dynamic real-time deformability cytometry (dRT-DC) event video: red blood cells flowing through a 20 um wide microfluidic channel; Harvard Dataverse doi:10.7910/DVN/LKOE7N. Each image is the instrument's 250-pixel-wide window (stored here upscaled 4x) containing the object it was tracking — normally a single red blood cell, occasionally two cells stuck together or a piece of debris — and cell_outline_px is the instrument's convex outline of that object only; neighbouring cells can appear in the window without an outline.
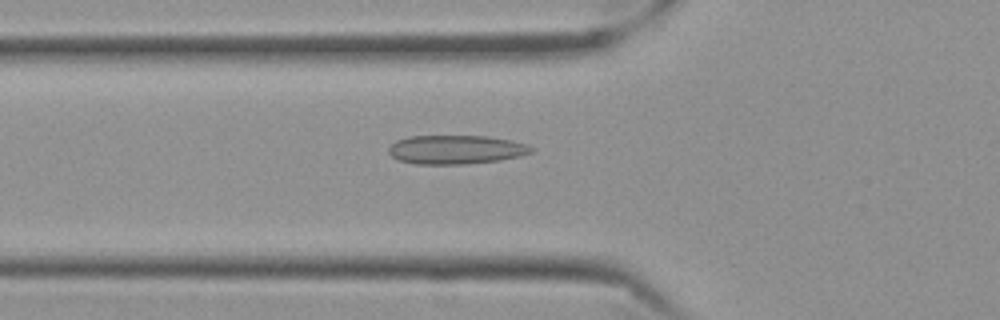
{"species": "Egyptian fruit bat (a non-hibernating species)", "species_latin": "Rousettus aegyptiacus", "temperature_condition": "cold", "stored_images_in_passage": 46, "camera_frame_rate_fps": 3000, "um_per_image_px": 0.085, "frame": {"image": 1, "passage_image": 9, "time_ms": 2.667, "image_size_px": [1000, 320], "cell_outline_px": [[536, 148], [532, 152], [520, 156], [500, 160], [464, 164], [416, 164], [400, 160], [392, 156], [388, 152], [388, 148], [396, 140], [408, 136], [488, 136], [528, 144]], "centroid_in_image_um": [38.77, 12.71], "position_along_channel_um": 87.0, "area_um2": 24.04}}
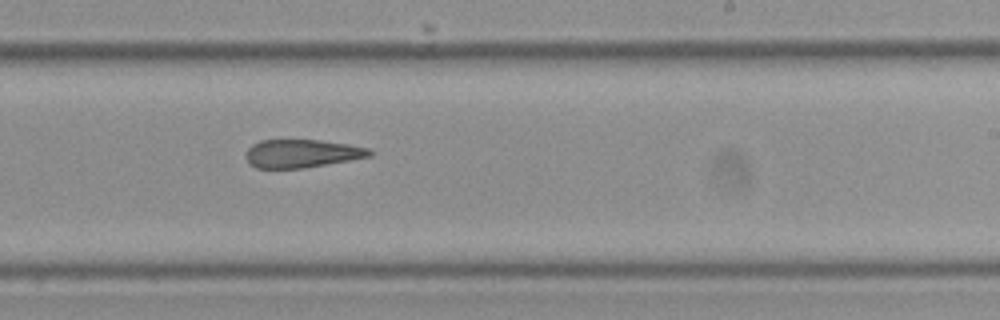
{"frame": {"image": 2, "passage_image": 24, "time_ms": 7.667, "image_size_px": [1000, 320], "cell_outline_px": [[372, 156], [300, 168], [256, 168], [244, 156], [248, 148], [252, 144], [260, 140], [320, 140], [348, 144], [368, 148], [372, 152]], "centroid_in_image_um": [25.63, 13.03], "position_along_channel_um": 263.4, "area_um2": 20.06}}
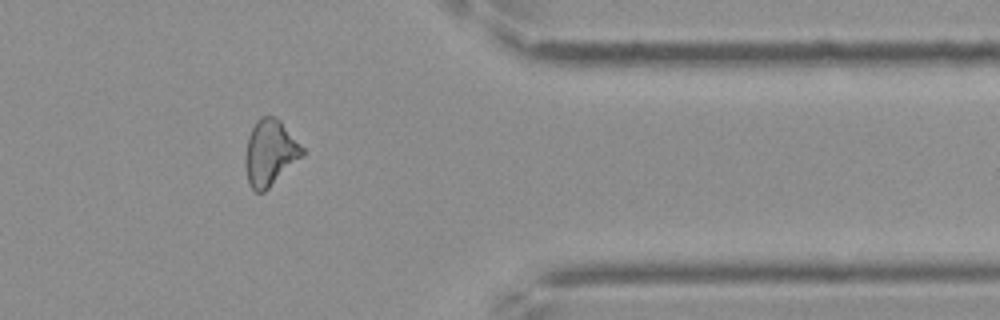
{"frame": {"image": 3, "passage_image": 36, "time_ms": 11.667, "image_size_px": [1000, 320], "cell_outline_px": [[304, 152], [264, 192], [256, 192], [252, 188], [248, 180], [244, 164], [244, 160], [248, 136], [256, 120], [260, 116], [272, 116], [280, 120], [304, 148]], "centroid_in_image_um": [22.91, 12.95], "position_along_channel_um": 388.5, "area_um2": 21.39}, "authors_computed_cell_mechanics": {"area_um2": 22.0507, "velocity_mm_per_s": 3.513, "shape_relaxation_time_tau1_ms": null, "shape_relaxation_time_tau2_ms": 4.4763, "deformation_change_tau1": null, "deformation_change_tau2": 0.1451}}